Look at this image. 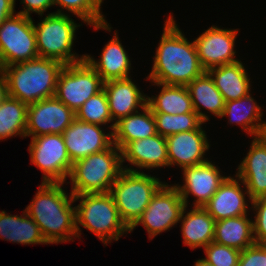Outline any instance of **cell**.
I'll use <instances>...</instances> for the list:
<instances>
[{
	"label": "cell",
	"mask_w": 266,
	"mask_h": 266,
	"mask_svg": "<svg viewBox=\"0 0 266 266\" xmlns=\"http://www.w3.org/2000/svg\"><path fill=\"white\" fill-rule=\"evenodd\" d=\"M236 176L246 186L251 200L266 197V135L253 138Z\"/></svg>",
	"instance_id": "cell-19"
},
{
	"label": "cell",
	"mask_w": 266,
	"mask_h": 266,
	"mask_svg": "<svg viewBox=\"0 0 266 266\" xmlns=\"http://www.w3.org/2000/svg\"><path fill=\"white\" fill-rule=\"evenodd\" d=\"M122 165L128 161L133 166H123L124 170L141 172L169 166L166 137L159 134L127 143L121 149ZM136 167L134 169L133 167ZM140 168V169H138ZM138 169V170H137Z\"/></svg>",
	"instance_id": "cell-17"
},
{
	"label": "cell",
	"mask_w": 266,
	"mask_h": 266,
	"mask_svg": "<svg viewBox=\"0 0 266 266\" xmlns=\"http://www.w3.org/2000/svg\"><path fill=\"white\" fill-rule=\"evenodd\" d=\"M15 0H0V25L9 17L16 14Z\"/></svg>",
	"instance_id": "cell-38"
},
{
	"label": "cell",
	"mask_w": 266,
	"mask_h": 266,
	"mask_svg": "<svg viewBox=\"0 0 266 266\" xmlns=\"http://www.w3.org/2000/svg\"><path fill=\"white\" fill-rule=\"evenodd\" d=\"M157 134L167 137L180 132L198 129L204 122L196 112L185 114L153 113Z\"/></svg>",
	"instance_id": "cell-33"
},
{
	"label": "cell",
	"mask_w": 266,
	"mask_h": 266,
	"mask_svg": "<svg viewBox=\"0 0 266 266\" xmlns=\"http://www.w3.org/2000/svg\"><path fill=\"white\" fill-rule=\"evenodd\" d=\"M28 150L31 163L43 172L42 183H66L72 165L62 134L31 138Z\"/></svg>",
	"instance_id": "cell-10"
},
{
	"label": "cell",
	"mask_w": 266,
	"mask_h": 266,
	"mask_svg": "<svg viewBox=\"0 0 266 266\" xmlns=\"http://www.w3.org/2000/svg\"><path fill=\"white\" fill-rule=\"evenodd\" d=\"M151 83L159 88L161 87L158 95L147 96L146 105L153 113L185 114L195 112L187 86Z\"/></svg>",
	"instance_id": "cell-29"
},
{
	"label": "cell",
	"mask_w": 266,
	"mask_h": 266,
	"mask_svg": "<svg viewBox=\"0 0 266 266\" xmlns=\"http://www.w3.org/2000/svg\"><path fill=\"white\" fill-rule=\"evenodd\" d=\"M75 120V113L55 96L27 107L25 138L47 134H62Z\"/></svg>",
	"instance_id": "cell-12"
},
{
	"label": "cell",
	"mask_w": 266,
	"mask_h": 266,
	"mask_svg": "<svg viewBox=\"0 0 266 266\" xmlns=\"http://www.w3.org/2000/svg\"><path fill=\"white\" fill-rule=\"evenodd\" d=\"M112 120L116 123L121 118L136 113L146 106L147 95L130 77L104 82Z\"/></svg>",
	"instance_id": "cell-20"
},
{
	"label": "cell",
	"mask_w": 266,
	"mask_h": 266,
	"mask_svg": "<svg viewBox=\"0 0 266 266\" xmlns=\"http://www.w3.org/2000/svg\"><path fill=\"white\" fill-rule=\"evenodd\" d=\"M119 39L117 31H115L112 39L105 44L98 61L85 54V60L104 82L130 76L131 61Z\"/></svg>",
	"instance_id": "cell-21"
},
{
	"label": "cell",
	"mask_w": 266,
	"mask_h": 266,
	"mask_svg": "<svg viewBox=\"0 0 266 266\" xmlns=\"http://www.w3.org/2000/svg\"><path fill=\"white\" fill-rule=\"evenodd\" d=\"M64 66L58 60L37 57L3 67L1 70L7 81L9 97L27 105L54 97Z\"/></svg>",
	"instance_id": "cell-3"
},
{
	"label": "cell",
	"mask_w": 266,
	"mask_h": 266,
	"mask_svg": "<svg viewBox=\"0 0 266 266\" xmlns=\"http://www.w3.org/2000/svg\"><path fill=\"white\" fill-rule=\"evenodd\" d=\"M39 57L33 19L13 15L0 25V69Z\"/></svg>",
	"instance_id": "cell-8"
},
{
	"label": "cell",
	"mask_w": 266,
	"mask_h": 266,
	"mask_svg": "<svg viewBox=\"0 0 266 266\" xmlns=\"http://www.w3.org/2000/svg\"><path fill=\"white\" fill-rule=\"evenodd\" d=\"M104 81L84 59L65 65L59 74L55 97L74 113L92 96L103 90Z\"/></svg>",
	"instance_id": "cell-9"
},
{
	"label": "cell",
	"mask_w": 266,
	"mask_h": 266,
	"mask_svg": "<svg viewBox=\"0 0 266 266\" xmlns=\"http://www.w3.org/2000/svg\"><path fill=\"white\" fill-rule=\"evenodd\" d=\"M171 12L153 57L146 80L165 85L187 86L206 70L202 67L194 41L189 42Z\"/></svg>",
	"instance_id": "cell-1"
},
{
	"label": "cell",
	"mask_w": 266,
	"mask_h": 266,
	"mask_svg": "<svg viewBox=\"0 0 266 266\" xmlns=\"http://www.w3.org/2000/svg\"><path fill=\"white\" fill-rule=\"evenodd\" d=\"M74 202V194L66 193L63 183H41L25 211L48 244L73 242L77 238Z\"/></svg>",
	"instance_id": "cell-2"
},
{
	"label": "cell",
	"mask_w": 266,
	"mask_h": 266,
	"mask_svg": "<svg viewBox=\"0 0 266 266\" xmlns=\"http://www.w3.org/2000/svg\"><path fill=\"white\" fill-rule=\"evenodd\" d=\"M187 88L191 96L193 109L204 123L209 120V115L203 113L202 109L208 110L209 113L220 118L225 101L207 71L191 81Z\"/></svg>",
	"instance_id": "cell-25"
},
{
	"label": "cell",
	"mask_w": 266,
	"mask_h": 266,
	"mask_svg": "<svg viewBox=\"0 0 266 266\" xmlns=\"http://www.w3.org/2000/svg\"><path fill=\"white\" fill-rule=\"evenodd\" d=\"M22 215L0 212V239L23 245L48 244L39 226L25 210Z\"/></svg>",
	"instance_id": "cell-27"
},
{
	"label": "cell",
	"mask_w": 266,
	"mask_h": 266,
	"mask_svg": "<svg viewBox=\"0 0 266 266\" xmlns=\"http://www.w3.org/2000/svg\"><path fill=\"white\" fill-rule=\"evenodd\" d=\"M237 29H222L212 25L194 39L197 55L202 67L208 69L240 61L235 59Z\"/></svg>",
	"instance_id": "cell-13"
},
{
	"label": "cell",
	"mask_w": 266,
	"mask_h": 266,
	"mask_svg": "<svg viewBox=\"0 0 266 266\" xmlns=\"http://www.w3.org/2000/svg\"><path fill=\"white\" fill-rule=\"evenodd\" d=\"M77 200L80 203L74 207L78 239L81 238L79 225L94 233L105 246L112 240L118 241L124 233H130L110 192L74 195V201Z\"/></svg>",
	"instance_id": "cell-4"
},
{
	"label": "cell",
	"mask_w": 266,
	"mask_h": 266,
	"mask_svg": "<svg viewBox=\"0 0 266 266\" xmlns=\"http://www.w3.org/2000/svg\"><path fill=\"white\" fill-rule=\"evenodd\" d=\"M27 107V104L9 96L0 103V140L17 135L25 137Z\"/></svg>",
	"instance_id": "cell-30"
},
{
	"label": "cell",
	"mask_w": 266,
	"mask_h": 266,
	"mask_svg": "<svg viewBox=\"0 0 266 266\" xmlns=\"http://www.w3.org/2000/svg\"><path fill=\"white\" fill-rule=\"evenodd\" d=\"M69 14L49 13L37 25L33 22L39 57L58 60L64 65L81 62L85 55L79 57L72 52L75 33L78 27Z\"/></svg>",
	"instance_id": "cell-7"
},
{
	"label": "cell",
	"mask_w": 266,
	"mask_h": 266,
	"mask_svg": "<svg viewBox=\"0 0 266 266\" xmlns=\"http://www.w3.org/2000/svg\"><path fill=\"white\" fill-rule=\"evenodd\" d=\"M238 266H266V244H253L241 251Z\"/></svg>",
	"instance_id": "cell-36"
},
{
	"label": "cell",
	"mask_w": 266,
	"mask_h": 266,
	"mask_svg": "<svg viewBox=\"0 0 266 266\" xmlns=\"http://www.w3.org/2000/svg\"><path fill=\"white\" fill-rule=\"evenodd\" d=\"M145 172L123 170L111 187L121 220L130 229L141 217L155 193L165 184Z\"/></svg>",
	"instance_id": "cell-6"
},
{
	"label": "cell",
	"mask_w": 266,
	"mask_h": 266,
	"mask_svg": "<svg viewBox=\"0 0 266 266\" xmlns=\"http://www.w3.org/2000/svg\"><path fill=\"white\" fill-rule=\"evenodd\" d=\"M166 144L170 167L179 166L183 169L208 161L204 156L210 144L202 126L196 130L169 135Z\"/></svg>",
	"instance_id": "cell-16"
},
{
	"label": "cell",
	"mask_w": 266,
	"mask_h": 266,
	"mask_svg": "<svg viewBox=\"0 0 266 266\" xmlns=\"http://www.w3.org/2000/svg\"><path fill=\"white\" fill-rule=\"evenodd\" d=\"M248 215L216 221L213 241L239 251L255 244L253 220Z\"/></svg>",
	"instance_id": "cell-28"
},
{
	"label": "cell",
	"mask_w": 266,
	"mask_h": 266,
	"mask_svg": "<svg viewBox=\"0 0 266 266\" xmlns=\"http://www.w3.org/2000/svg\"><path fill=\"white\" fill-rule=\"evenodd\" d=\"M98 124L75 119L62 133L72 163L86 156L108 149L113 144V132ZM106 133V134H105Z\"/></svg>",
	"instance_id": "cell-15"
},
{
	"label": "cell",
	"mask_w": 266,
	"mask_h": 266,
	"mask_svg": "<svg viewBox=\"0 0 266 266\" xmlns=\"http://www.w3.org/2000/svg\"><path fill=\"white\" fill-rule=\"evenodd\" d=\"M21 3L24 4L23 10L17 14L29 17H31V13H37L41 17L48 8L54 6L53 0H21Z\"/></svg>",
	"instance_id": "cell-37"
},
{
	"label": "cell",
	"mask_w": 266,
	"mask_h": 266,
	"mask_svg": "<svg viewBox=\"0 0 266 266\" xmlns=\"http://www.w3.org/2000/svg\"><path fill=\"white\" fill-rule=\"evenodd\" d=\"M8 85L5 76L0 69V103L8 97Z\"/></svg>",
	"instance_id": "cell-39"
},
{
	"label": "cell",
	"mask_w": 266,
	"mask_h": 266,
	"mask_svg": "<svg viewBox=\"0 0 266 266\" xmlns=\"http://www.w3.org/2000/svg\"><path fill=\"white\" fill-rule=\"evenodd\" d=\"M225 102L237 100L251 93L250 76L240 61L207 70Z\"/></svg>",
	"instance_id": "cell-23"
},
{
	"label": "cell",
	"mask_w": 266,
	"mask_h": 266,
	"mask_svg": "<svg viewBox=\"0 0 266 266\" xmlns=\"http://www.w3.org/2000/svg\"><path fill=\"white\" fill-rule=\"evenodd\" d=\"M186 208L180 218L183 243L191 249L204 248L213 242L216 221L203 207H193L189 212Z\"/></svg>",
	"instance_id": "cell-24"
},
{
	"label": "cell",
	"mask_w": 266,
	"mask_h": 266,
	"mask_svg": "<svg viewBox=\"0 0 266 266\" xmlns=\"http://www.w3.org/2000/svg\"><path fill=\"white\" fill-rule=\"evenodd\" d=\"M157 134L153 112L146 105L142 111L130 114L116 122L113 143L121 150L127 143Z\"/></svg>",
	"instance_id": "cell-26"
},
{
	"label": "cell",
	"mask_w": 266,
	"mask_h": 266,
	"mask_svg": "<svg viewBox=\"0 0 266 266\" xmlns=\"http://www.w3.org/2000/svg\"><path fill=\"white\" fill-rule=\"evenodd\" d=\"M194 266H213L211 263L206 261L204 258L196 260Z\"/></svg>",
	"instance_id": "cell-40"
},
{
	"label": "cell",
	"mask_w": 266,
	"mask_h": 266,
	"mask_svg": "<svg viewBox=\"0 0 266 266\" xmlns=\"http://www.w3.org/2000/svg\"><path fill=\"white\" fill-rule=\"evenodd\" d=\"M121 150L113 143L108 149L73 163L69 175L74 195L110 192L123 171Z\"/></svg>",
	"instance_id": "cell-5"
},
{
	"label": "cell",
	"mask_w": 266,
	"mask_h": 266,
	"mask_svg": "<svg viewBox=\"0 0 266 266\" xmlns=\"http://www.w3.org/2000/svg\"><path fill=\"white\" fill-rule=\"evenodd\" d=\"M204 253L213 266H238L241 251L213 241L204 247Z\"/></svg>",
	"instance_id": "cell-34"
},
{
	"label": "cell",
	"mask_w": 266,
	"mask_h": 266,
	"mask_svg": "<svg viewBox=\"0 0 266 266\" xmlns=\"http://www.w3.org/2000/svg\"><path fill=\"white\" fill-rule=\"evenodd\" d=\"M248 94L237 100L225 102L221 118L228 117L230 124L240 125L242 130L254 137L266 135V121H262L263 111L255 99Z\"/></svg>",
	"instance_id": "cell-22"
},
{
	"label": "cell",
	"mask_w": 266,
	"mask_h": 266,
	"mask_svg": "<svg viewBox=\"0 0 266 266\" xmlns=\"http://www.w3.org/2000/svg\"><path fill=\"white\" fill-rule=\"evenodd\" d=\"M246 197L252 201L242 180L236 175L228 176L203 208L215 221L246 215L249 212Z\"/></svg>",
	"instance_id": "cell-18"
},
{
	"label": "cell",
	"mask_w": 266,
	"mask_h": 266,
	"mask_svg": "<svg viewBox=\"0 0 266 266\" xmlns=\"http://www.w3.org/2000/svg\"><path fill=\"white\" fill-rule=\"evenodd\" d=\"M54 5H59L61 9L55 13L65 14L63 10L76 15L86 25L93 26L95 30H106L111 32L112 27L105 20L101 12L102 2L100 0H53Z\"/></svg>",
	"instance_id": "cell-31"
},
{
	"label": "cell",
	"mask_w": 266,
	"mask_h": 266,
	"mask_svg": "<svg viewBox=\"0 0 266 266\" xmlns=\"http://www.w3.org/2000/svg\"><path fill=\"white\" fill-rule=\"evenodd\" d=\"M185 203L175 185L165 183L152 197L141 217L130 228L143 225L150 239L180 222Z\"/></svg>",
	"instance_id": "cell-11"
},
{
	"label": "cell",
	"mask_w": 266,
	"mask_h": 266,
	"mask_svg": "<svg viewBox=\"0 0 266 266\" xmlns=\"http://www.w3.org/2000/svg\"><path fill=\"white\" fill-rule=\"evenodd\" d=\"M251 208L255 211L253 220L254 239L257 244H266V197L254 199Z\"/></svg>",
	"instance_id": "cell-35"
},
{
	"label": "cell",
	"mask_w": 266,
	"mask_h": 266,
	"mask_svg": "<svg viewBox=\"0 0 266 266\" xmlns=\"http://www.w3.org/2000/svg\"><path fill=\"white\" fill-rule=\"evenodd\" d=\"M75 119L98 125L110 124L109 129L114 131L115 122L112 120L107 95L104 91H100L96 95L90 97L76 112Z\"/></svg>",
	"instance_id": "cell-32"
},
{
	"label": "cell",
	"mask_w": 266,
	"mask_h": 266,
	"mask_svg": "<svg viewBox=\"0 0 266 266\" xmlns=\"http://www.w3.org/2000/svg\"><path fill=\"white\" fill-rule=\"evenodd\" d=\"M219 167L208 160L202 164L182 169L183 185L175 184L185 206L188 207L189 195L196 197L193 207H203L216 193L228 176H223Z\"/></svg>",
	"instance_id": "cell-14"
}]
</instances>
